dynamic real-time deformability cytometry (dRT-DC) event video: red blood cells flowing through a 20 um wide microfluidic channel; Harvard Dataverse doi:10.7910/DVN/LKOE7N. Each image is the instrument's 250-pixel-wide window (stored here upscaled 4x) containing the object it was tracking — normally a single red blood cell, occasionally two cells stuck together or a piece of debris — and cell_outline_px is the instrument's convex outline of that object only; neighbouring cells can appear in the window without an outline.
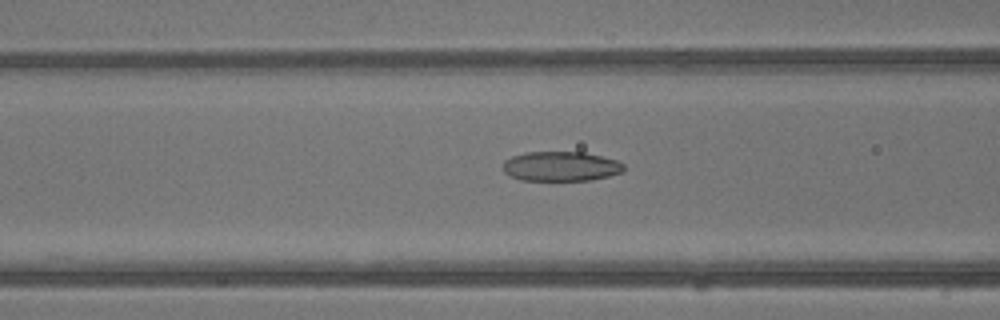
{"species": "common noctule bat (a hibernating species)", "species_latin": "Nyctalus noctula", "temperature_condition": "warm", "stored_images_in_passage": 42, "camera_frame_rate_fps": 3000, "um_per_image_px": 0.085, "animal": {"sex": "male", "body_mass_g": 13.3}, "frame": {"image": 1, "passage_image": 17, "time_ms": 5.333, "image_size_px": [1000, 320], "cell_outline_px": [[624, 172], [592, 180], [520, 180], [504, 172], [504, 160], [512, 156], [524, 152], [584, 152], [616, 160], [624, 164]], "centroid_in_image_um": [47.68, 14.13], "position_along_channel_um": 118.9, "area_um2": 20.87}}
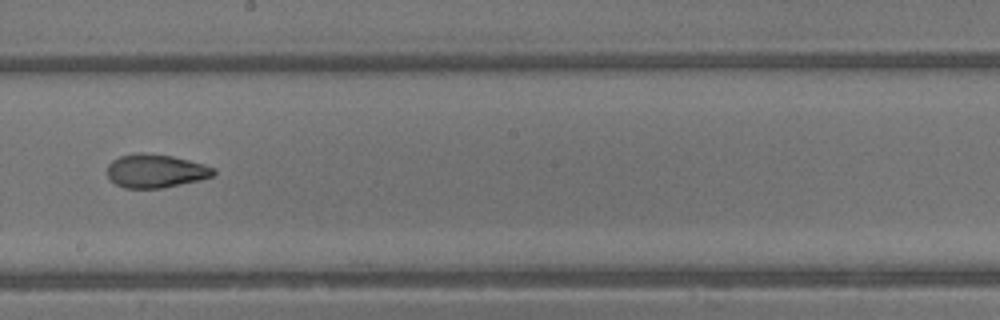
{"frame": {"image": 2, "passage_image": 24, "time_ms": 7.667, "image_size_px": [1000, 320], "cell_outline_px": [[216, 172], [212, 176], [200, 180], [160, 188], [124, 188], [116, 184], [108, 176], [108, 164], [112, 160], [120, 156], [172, 156], [204, 164], [216, 168]], "centroid_in_image_um": [13.27, 14.58], "position_along_channel_um": 234.9, "area_um2": 19.88}}
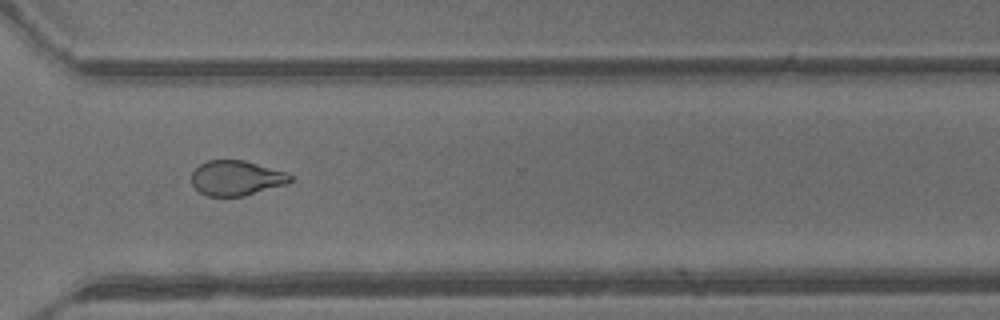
{"frame": {"image": 3, "passage_image": 31, "time_ms": 10.0, "image_size_px": [1000, 320], "cell_outline_px": [[292, 180], [288, 184], [244, 196], [208, 196], [200, 192], [192, 184], [192, 172], [200, 164], [208, 160], [244, 160], [288, 172], [292, 176]], "centroid_in_image_um": [20.12, 15.13], "position_along_channel_um": 350.5, "area_um2": 20.23}, "authors_computed_cell_mechanics": {"area_um2": 21.9351, "velocity_mm_per_s": 4.9651, "shape_relaxation_time_tau1_ms": 6.4535, "shape_relaxation_time_tau2_ms": 1.504, "deformation_change_tau1": 0.2036, "deformation_change_tau2": 0.0861}}